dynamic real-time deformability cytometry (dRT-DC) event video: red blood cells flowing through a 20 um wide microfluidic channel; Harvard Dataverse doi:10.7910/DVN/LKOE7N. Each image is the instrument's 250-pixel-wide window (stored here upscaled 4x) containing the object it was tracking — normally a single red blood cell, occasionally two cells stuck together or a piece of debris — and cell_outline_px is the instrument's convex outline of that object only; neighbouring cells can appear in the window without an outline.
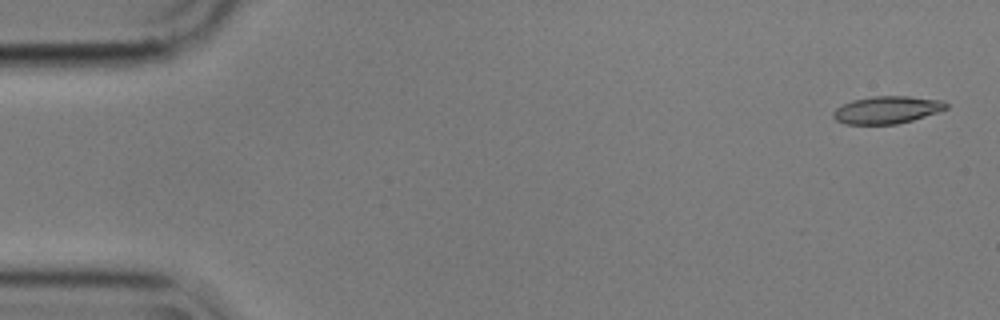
{"species": "common noctule bat (a hibernating species)", "species_latin": "Nyctalus noctula", "temperature_condition": "cold", "stored_images_in_passage": 6, "segment_of_instrument_passage": [1, 2], "camera_frame_rate_fps": 3000, "um_per_image_px": 0.085, "animal": {"sex": "male", "body_mass_g": 17.9}, "frame": {"image": 1, "passage_image": 1, "time_ms": 0.0, "image_size_px": [1000, 320], "cell_outline_px": [[948, 108], [912, 120], [896, 124], [844, 124], [836, 120], [832, 116], [832, 112], [836, 108], [852, 100], [872, 96], [908, 96], [944, 100], [948, 104]], "centroid_in_image_um": [75.38, 9.33], "position_along_channel_um": 9.6, "area_um2": 18.03}}